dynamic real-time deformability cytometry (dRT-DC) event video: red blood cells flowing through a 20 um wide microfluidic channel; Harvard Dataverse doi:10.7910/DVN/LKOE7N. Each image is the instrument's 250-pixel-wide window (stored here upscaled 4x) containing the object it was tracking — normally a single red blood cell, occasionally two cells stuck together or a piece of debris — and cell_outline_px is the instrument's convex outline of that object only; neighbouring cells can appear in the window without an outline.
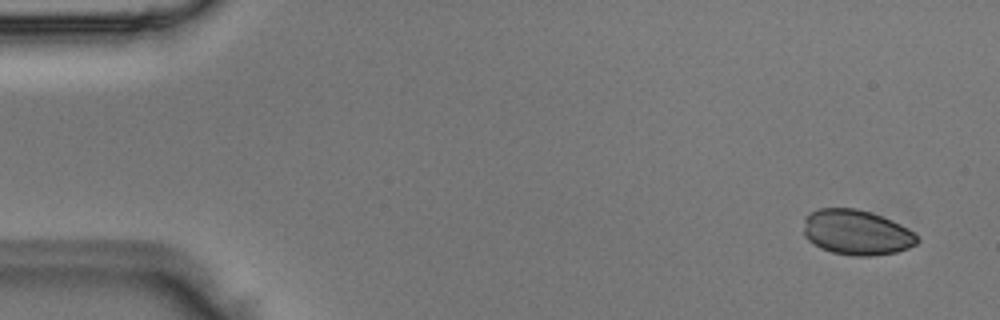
{"species": "Egyptian fruit bat (a non-hibernating species)", "species_latin": "Rousettus aegyptiacus", "temperature_condition": "room temperature", "stored_images_in_passage": 4, "camera_frame_rate_fps": 3000, "um_per_image_px": 0.085, "animal": {"sex": "male"}, "frame": {"image": 1, "passage_image": 1, "time_ms": 0.0, "image_size_px": [1000, 320], "cell_outline_px": [[920, 240], [916, 244], [908, 248], [896, 252], [872, 256], [852, 256], [832, 252], [820, 248], [812, 244], [804, 236], [804, 220], [808, 212], [820, 208], [856, 208], [872, 212], [892, 220], [908, 228]], "centroid_in_image_um": [72.78, 19.75], "position_along_channel_um": 12.2, "area_um2": 30.17}}
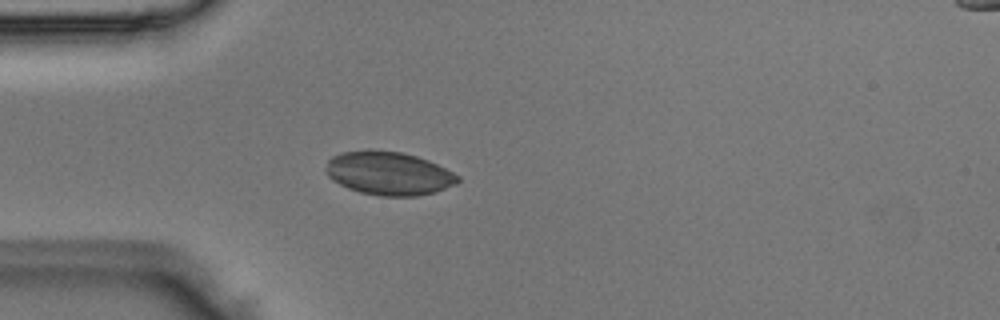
{"frame": {"image": 2, "passage_image": 4, "time_ms": 1.0, "image_size_px": [1000, 320], "cell_outline_px": [[460, 180], [456, 184], [436, 192], [416, 196], [380, 196], [360, 192], [348, 188], [332, 180], [328, 176], [324, 168], [328, 160], [332, 156], [340, 152], [368, 148], [400, 152], [416, 156], [428, 160], [460, 176]], "centroid_in_image_um": [33.01, 14.72], "position_along_channel_um": 52.0, "area_um2": 33.76}}